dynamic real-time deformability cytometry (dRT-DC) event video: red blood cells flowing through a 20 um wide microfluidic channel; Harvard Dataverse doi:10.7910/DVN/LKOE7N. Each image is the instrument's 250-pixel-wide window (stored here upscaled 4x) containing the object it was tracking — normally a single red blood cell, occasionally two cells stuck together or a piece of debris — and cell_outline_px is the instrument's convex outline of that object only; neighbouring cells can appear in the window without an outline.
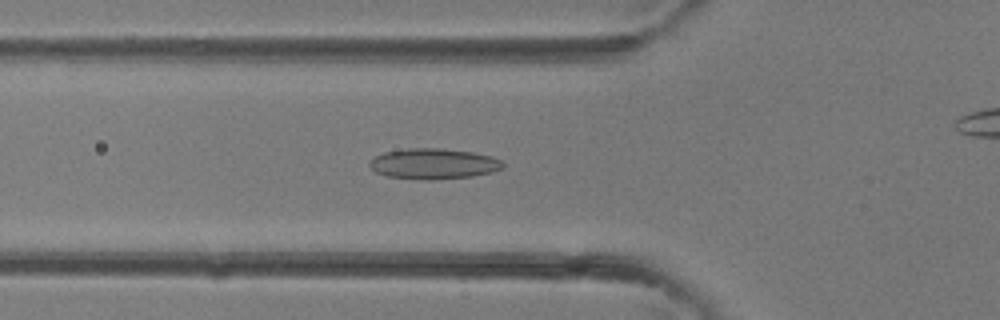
{"species": "common noctule bat (a hibernating species)", "species_latin": "Nyctalus noctula", "temperature_condition": "room temperature", "stored_images_in_passage": 34, "camera_frame_rate_fps": 3000, "um_per_image_px": 0.085, "animal": {"sex": "female"}, "frame": {"image": 1, "passage_image": 14, "time_ms": 4.333, "image_size_px": [1000, 320], "cell_outline_px": [[504, 168], [492, 172], [472, 176], [428, 180], [420, 180], [388, 176], [376, 172], [368, 164], [376, 156], [384, 152], [412, 148], [440, 148], [472, 152], [492, 156], [500, 160], [504, 164]], "centroid_in_image_um": [36.88, 13.92], "position_along_channel_um": 88.9, "area_um2": 23.64}}
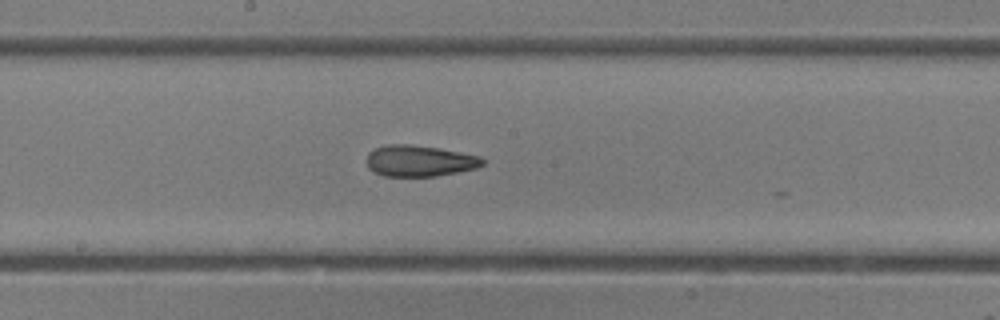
{"frame": {"image": 2, "passage_image": 21, "time_ms": 6.667, "image_size_px": [1000, 320], "cell_outline_px": [[484, 164], [476, 168], [436, 176], [384, 176], [368, 168], [368, 152], [376, 148], [388, 144], [408, 144], [440, 148], [480, 156], [484, 160]], "centroid_in_image_um": [35.67, 13.67], "position_along_channel_um": 212.5, "area_um2": 20.92}}
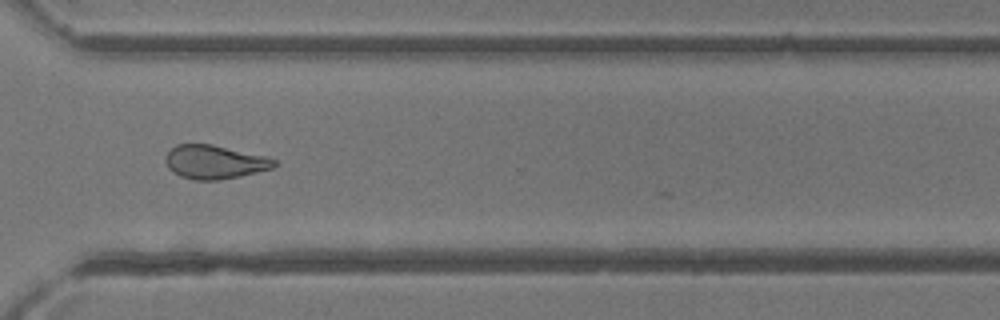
{"frame": {"image": 3, "passage_image": 29, "time_ms": 9.333, "image_size_px": [1000, 320], "cell_outline_px": [[276, 164], [272, 168], [240, 176], [216, 180], [196, 180], [180, 176], [172, 172], [168, 168], [164, 160], [164, 156], [176, 144], [212, 144], [264, 156], [276, 160]], "centroid_in_image_um": [18.18, 13.77], "position_along_channel_um": 352.4, "area_um2": 21.21}}